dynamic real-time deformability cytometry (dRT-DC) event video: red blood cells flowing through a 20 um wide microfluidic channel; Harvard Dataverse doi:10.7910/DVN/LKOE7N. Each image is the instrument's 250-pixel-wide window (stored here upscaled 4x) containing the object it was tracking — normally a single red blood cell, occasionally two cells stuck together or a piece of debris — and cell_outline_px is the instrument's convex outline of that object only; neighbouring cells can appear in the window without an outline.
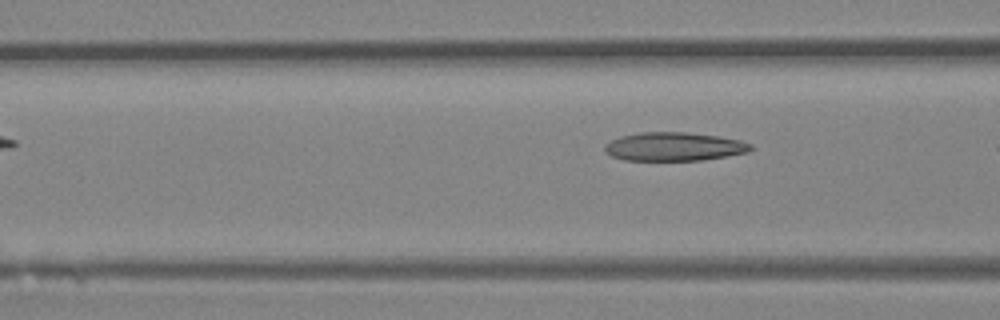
{"species": "Egyptian fruit bat (a non-hibernating species)", "species_latin": "Rousettus aegyptiacus", "temperature_condition": "room temperature", "stored_images_in_passage": 4, "camera_frame_rate_fps": 3000, "um_per_image_px": 0.085, "animal": {"sex": "female"}, "frame": {"image": 1, "passage_image": 4, "time_ms": 3.667, "image_size_px": [1000, 320], "cell_outline_px": [[752, 148], [748, 152], [728, 156], [700, 160], [624, 160], [612, 156], [604, 152], [604, 144], [620, 136], [640, 132], [684, 132], [716, 136], [740, 140], [752, 144]], "centroid_in_image_um": [57.27, 12.46], "position_along_channel_um": 109.3, "area_um2": 24.28}}